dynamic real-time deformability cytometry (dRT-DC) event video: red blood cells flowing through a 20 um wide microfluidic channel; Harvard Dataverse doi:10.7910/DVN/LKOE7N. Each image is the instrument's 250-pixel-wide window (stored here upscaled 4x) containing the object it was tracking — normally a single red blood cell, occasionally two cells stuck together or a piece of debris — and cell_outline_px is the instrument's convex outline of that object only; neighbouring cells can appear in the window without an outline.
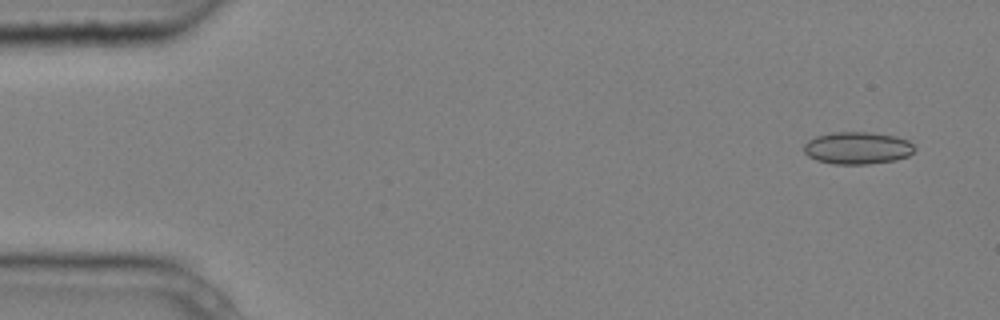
{"species": "common noctule bat (a hibernating species)", "species_latin": "Nyctalus noctula", "temperature_condition": "cold", "stored_images_in_passage": 5, "camera_frame_rate_fps": 3000, "um_per_image_px": 0.085, "animal": {"sex": "male", "body_mass_g": 20.4}, "frame": {"image": 1, "passage_image": 1, "time_ms": 0.0, "image_size_px": [1000, 320], "cell_outline_px": [[916, 148], [908, 156], [896, 160], [868, 164], [832, 164], [816, 160], [808, 156], [804, 152], [804, 144], [808, 140], [816, 136], [832, 132], [872, 132], [896, 136], [908, 140]], "centroid_in_image_um": [72.88, 12.58], "position_along_channel_um": 12.1, "area_um2": 20.98}}
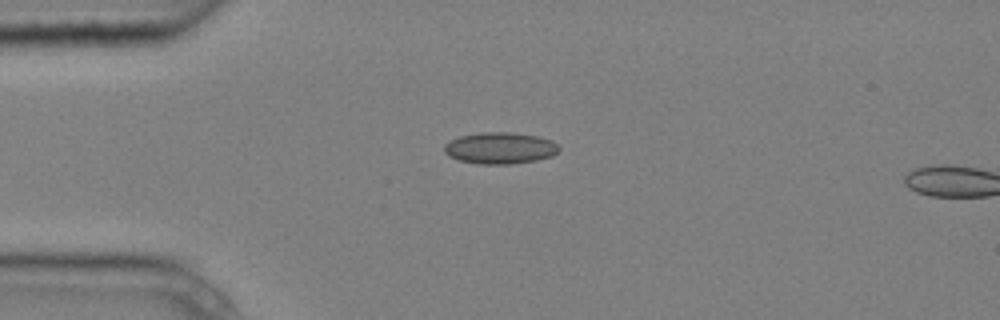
{"frame": {"image": 2, "passage_image": 4, "time_ms": 1.0, "image_size_px": [1000, 320], "cell_outline_px": [[560, 148], [552, 156], [536, 160], [512, 164], [476, 164], [460, 160], [448, 156], [444, 152], [444, 144], [460, 136], [480, 132], [512, 132], [536, 136], [552, 140]], "centroid_in_image_um": [42.49, 12.59], "position_along_channel_um": 42.5, "area_um2": 21.1}}